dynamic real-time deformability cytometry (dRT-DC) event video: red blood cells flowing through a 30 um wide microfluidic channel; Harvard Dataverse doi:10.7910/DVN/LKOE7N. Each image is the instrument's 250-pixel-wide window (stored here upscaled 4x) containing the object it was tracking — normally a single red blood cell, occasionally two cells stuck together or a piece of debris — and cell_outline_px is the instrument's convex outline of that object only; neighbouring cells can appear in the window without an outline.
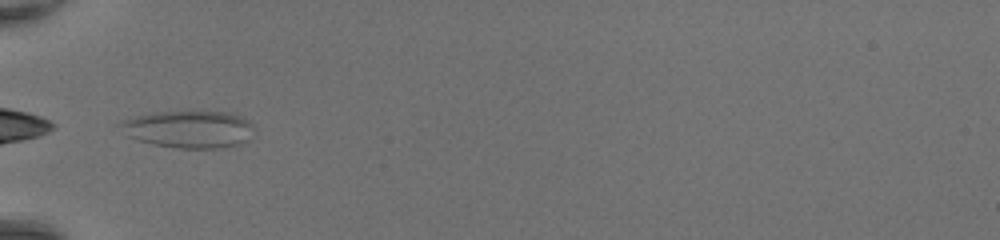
{"species": "common noctule bat (a hibernating species)", "species_latin": "Nyctalus noctula", "temperature_condition": "room temperature", "stored_images_in_passage": 22, "camera_frame_rate_fps": 3000, "um_per_image_px": 0.085, "animal": {"sex": "female", "body_mass_g": 20.0, "forearm_length_mm": 54.0}, "frame": {"image": 1, "passage_image": 1, "time_ms": 0.0, "image_size_px": [1000, 240], "cell_outline_px": [[256, 128], [248, 140], [236, 144], [220, 148], [176, 148], [152, 144], [128, 136], [116, 124], [120, 120], [136, 116], [156, 112], [188, 108], [228, 112], [240, 116], [248, 120]], "centroid_in_image_um": [16.05, 10.93], "position_along_channel_um": 68.9, "area_um2": 30.11}}
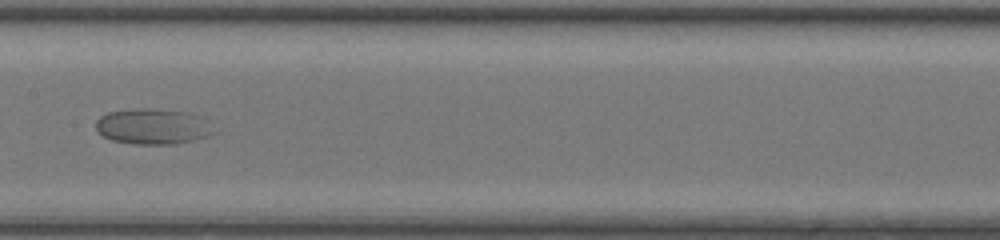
{"frame": {"image": 2, "passage_image": 10, "time_ms": 3.0, "image_size_px": [1000, 240], "cell_outline_px": [[216, 132], [192, 140], [176, 144], [136, 144], [112, 140], [96, 132], [96, 120], [100, 116], [108, 112], [140, 108], [152, 108], [188, 112], [200, 116]], "centroid_in_image_um": [12.94, 10.74], "position_along_channel_um": 194.5, "area_um2": 24.33}}
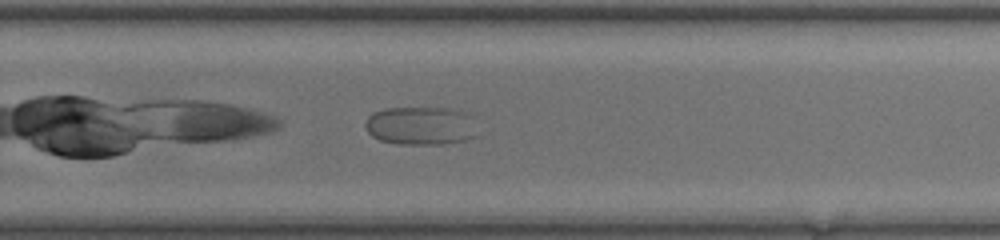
{"frame": {"image": 3, "passage_image": 17, "time_ms": 5.333, "image_size_px": [1000, 240], "cell_outline_px": [[480, 136], [464, 140], [444, 144], [400, 144], [380, 140], [372, 136], [364, 128], [364, 124], [368, 116], [372, 112], [384, 108], [452, 108], [468, 112]], "centroid_in_image_um": [35.78, 10.68], "position_along_channel_um": 294.0, "area_um2": 25.55}}